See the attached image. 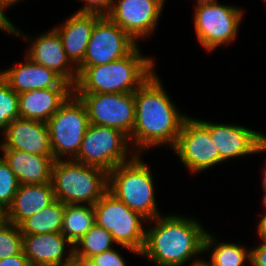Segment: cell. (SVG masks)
Masks as SVG:
<instances>
[{"label": "cell", "mask_w": 266, "mask_h": 266, "mask_svg": "<svg viewBox=\"0 0 266 266\" xmlns=\"http://www.w3.org/2000/svg\"><path fill=\"white\" fill-rule=\"evenodd\" d=\"M154 73L135 92V120L131 134L138 149L168 143L174 147L186 116L179 114Z\"/></svg>", "instance_id": "6da1fadb"}, {"label": "cell", "mask_w": 266, "mask_h": 266, "mask_svg": "<svg viewBox=\"0 0 266 266\" xmlns=\"http://www.w3.org/2000/svg\"><path fill=\"white\" fill-rule=\"evenodd\" d=\"M155 226L146 231L140 253L160 266H181L191 257L214 246L212 235L193 219L172 215L156 217ZM157 221V223H156Z\"/></svg>", "instance_id": "7a4b0ae2"}, {"label": "cell", "mask_w": 266, "mask_h": 266, "mask_svg": "<svg viewBox=\"0 0 266 266\" xmlns=\"http://www.w3.org/2000/svg\"><path fill=\"white\" fill-rule=\"evenodd\" d=\"M153 60L136 47L129 55L103 65L78 66L74 93H134L154 74Z\"/></svg>", "instance_id": "3957f363"}, {"label": "cell", "mask_w": 266, "mask_h": 266, "mask_svg": "<svg viewBox=\"0 0 266 266\" xmlns=\"http://www.w3.org/2000/svg\"><path fill=\"white\" fill-rule=\"evenodd\" d=\"M51 182L55 198L63 204L94 205L108 191L106 171L73 159L53 162Z\"/></svg>", "instance_id": "277c9868"}, {"label": "cell", "mask_w": 266, "mask_h": 266, "mask_svg": "<svg viewBox=\"0 0 266 266\" xmlns=\"http://www.w3.org/2000/svg\"><path fill=\"white\" fill-rule=\"evenodd\" d=\"M108 173V191L144 218L158 217L151 171L138 153Z\"/></svg>", "instance_id": "5b68a950"}, {"label": "cell", "mask_w": 266, "mask_h": 266, "mask_svg": "<svg viewBox=\"0 0 266 266\" xmlns=\"http://www.w3.org/2000/svg\"><path fill=\"white\" fill-rule=\"evenodd\" d=\"M93 207L95 223L110 232L116 243L136 254L142 252L146 231L141 221H146V218L130 209L109 191Z\"/></svg>", "instance_id": "8992f818"}, {"label": "cell", "mask_w": 266, "mask_h": 266, "mask_svg": "<svg viewBox=\"0 0 266 266\" xmlns=\"http://www.w3.org/2000/svg\"><path fill=\"white\" fill-rule=\"evenodd\" d=\"M46 123L54 160L68 154L74 159L89 126L84 104L76 95H71Z\"/></svg>", "instance_id": "52a82bcc"}, {"label": "cell", "mask_w": 266, "mask_h": 266, "mask_svg": "<svg viewBox=\"0 0 266 266\" xmlns=\"http://www.w3.org/2000/svg\"><path fill=\"white\" fill-rule=\"evenodd\" d=\"M128 139L129 137L118 129L89 124L80 150L73 160L109 173L116 166L128 162Z\"/></svg>", "instance_id": "ba28073f"}, {"label": "cell", "mask_w": 266, "mask_h": 266, "mask_svg": "<svg viewBox=\"0 0 266 266\" xmlns=\"http://www.w3.org/2000/svg\"><path fill=\"white\" fill-rule=\"evenodd\" d=\"M195 11L196 35L206 50L211 51L235 39L242 10L211 0L198 2Z\"/></svg>", "instance_id": "9c48e42d"}, {"label": "cell", "mask_w": 266, "mask_h": 266, "mask_svg": "<svg viewBox=\"0 0 266 266\" xmlns=\"http://www.w3.org/2000/svg\"><path fill=\"white\" fill-rule=\"evenodd\" d=\"M84 104L89 124L118 129L129 139L135 120L134 93H75Z\"/></svg>", "instance_id": "30bf717a"}, {"label": "cell", "mask_w": 266, "mask_h": 266, "mask_svg": "<svg viewBox=\"0 0 266 266\" xmlns=\"http://www.w3.org/2000/svg\"><path fill=\"white\" fill-rule=\"evenodd\" d=\"M137 47L135 40L102 16L94 25L91 37L79 66L103 65L124 58Z\"/></svg>", "instance_id": "8fae6325"}, {"label": "cell", "mask_w": 266, "mask_h": 266, "mask_svg": "<svg viewBox=\"0 0 266 266\" xmlns=\"http://www.w3.org/2000/svg\"><path fill=\"white\" fill-rule=\"evenodd\" d=\"M173 149L192 173L220 162L218 150L206 129V121L186 117Z\"/></svg>", "instance_id": "7c38bea8"}, {"label": "cell", "mask_w": 266, "mask_h": 266, "mask_svg": "<svg viewBox=\"0 0 266 266\" xmlns=\"http://www.w3.org/2000/svg\"><path fill=\"white\" fill-rule=\"evenodd\" d=\"M165 0H119L106 15L135 41L155 29Z\"/></svg>", "instance_id": "4fadbf2b"}, {"label": "cell", "mask_w": 266, "mask_h": 266, "mask_svg": "<svg viewBox=\"0 0 266 266\" xmlns=\"http://www.w3.org/2000/svg\"><path fill=\"white\" fill-rule=\"evenodd\" d=\"M206 129L218 150L220 162L228 158L266 151V136L237 125L206 122Z\"/></svg>", "instance_id": "5bb4252c"}, {"label": "cell", "mask_w": 266, "mask_h": 266, "mask_svg": "<svg viewBox=\"0 0 266 266\" xmlns=\"http://www.w3.org/2000/svg\"><path fill=\"white\" fill-rule=\"evenodd\" d=\"M2 132L1 149H16L40 156H53L46 122L17 118Z\"/></svg>", "instance_id": "9a60e30c"}, {"label": "cell", "mask_w": 266, "mask_h": 266, "mask_svg": "<svg viewBox=\"0 0 266 266\" xmlns=\"http://www.w3.org/2000/svg\"><path fill=\"white\" fill-rule=\"evenodd\" d=\"M26 59L27 62L0 72L17 94L45 88H73L52 69L33 63L28 57Z\"/></svg>", "instance_id": "2e32d148"}, {"label": "cell", "mask_w": 266, "mask_h": 266, "mask_svg": "<svg viewBox=\"0 0 266 266\" xmlns=\"http://www.w3.org/2000/svg\"><path fill=\"white\" fill-rule=\"evenodd\" d=\"M66 243L73 246L61 233L23 235V253L31 266H64L74 258L71 249L63 260Z\"/></svg>", "instance_id": "e0dca14e"}, {"label": "cell", "mask_w": 266, "mask_h": 266, "mask_svg": "<svg viewBox=\"0 0 266 266\" xmlns=\"http://www.w3.org/2000/svg\"><path fill=\"white\" fill-rule=\"evenodd\" d=\"M27 53V57L33 63L52 69L73 86L76 84L78 72L76 69L72 70V67L68 70L67 64L72 63L66 56L61 39L54 29L36 38Z\"/></svg>", "instance_id": "ac0fdd59"}, {"label": "cell", "mask_w": 266, "mask_h": 266, "mask_svg": "<svg viewBox=\"0 0 266 266\" xmlns=\"http://www.w3.org/2000/svg\"><path fill=\"white\" fill-rule=\"evenodd\" d=\"M102 17L97 13L76 12L63 25L54 30L58 33L66 56L78 67L84 58L95 23Z\"/></svg>", "instance_id": "d6986e66"}, {"label": "cell", "mask_w": 266, "mask_h": 266, "mask_svg": "<svg viewBox=\"0 0 266 266\" xmlns=\"http://www.w3.org/2000/svg\"><path fill=\"white\" fill-rule=\"evenodd\" d=\"M72 93L73 88H45L20 93L19 118L47 122Z\"/></svg>", "instance_id": "ffe728a7"}, {"label": "cell", "mask_w": 266, "mask_h": 266, "mask_svg": "<svg viewBox=\"0 0 266 266\" xmlns=\"http://www.w3.org/2000/svg\"><path fill=\"white\" fill-rule=\"evenodd\" d=\"M3 159L14 172L20 184L51 182L53 156H40L16 149H2Z\"/></svg>", "instance_id": "44dd1931"}, {"label": "cell", "mask_w": 266, "mask_h": 266, "mask_svg": "<svg viewBox=\"0 0 266 266\" xmlns=\"http://www.w3.org/2000/svg\"><path fill=\"white\" fill-rule=\"evenodd\" d=\"M56 200L52 182L45 184H20L8 208L9 222L19 225Z\"/></svg>", "instance_id": "7402d4cb"}, {"label": "cell", "mask_w": 266, "mask_h": 266, "mask_svg": "<svg viewBox=\"0 0 266 266\" xmlns=\"http://www.w3.org/2000/svg\"><path fill=\"white\" fill-rule=\"evenodd\" d=\"M65 204L55 200L18 226L22 235L61 233Z\"/></svg>", "instance_id": "603a6c76"}, {"label": "cell", "mask_w": 266, "mask_h": 266, "mask_svg": "<svg viewBox=\"0 0 266 266\" xmlns=\"http://www.w3.org/2000/svg\"><path fill=\"white\" fill-rule=\"evenodd\" d=\"M65 204V212L61 234L67 238L71 244L76 243L95 224V213L93 205Z\"/></svg>", "instance_id": "cb8c5ba5"}, {"label": "cell", "mask_w": 266, "mask_h": 266, "mask_svg": "<svg viewBox=\"0 0 266 266\" xmlns=\"http://www.w3.org/2000/svg\"><path fill=\"white\" fill-rule=\"evenodd\" d=\"M114 239L110 232L96 223L90 230L76 243L79 246H73L74 258L81 261H88L94 255L101 254L104 251L112 249Z\"/></svg>", "instance_id": "d4e9b609"}, {"label": "cell", "mask_w": 266, "mask_h": 266, "mask_svg": "<svg viewBox=\"0 0 266 266\" xmlns=\"http://www.w3.org/2000/svg\"><path fill=\"white\" fill-rule=\"evenodd\" d=\"M250 261V251L234 243H223L214 246L210 264L212 266H242Z\"/></svg>", "instance_id": "484cf974"}, {"label": "cell", "mask_w": 266, "mask_h": 266, "mask_svg": "<svg viewBox=\"0 0 266 266\" xmlns=\"http://www.w3.org/2000/svg\"><path fill=\"white\" fill-rule=\"evenodd\" d=\"M17 118H19L18 94L0 75V130L3 131Z\"/></svg>", "instance_id": "4316f807"}, {"label": "cell", "mask_w": 266, "mask_h": 266, "mask_svg": "<svg viewBox=\"0 0 266 266\" xmlns=\"http://www.w3.org/2000/svg\"><path fill=\"white\" fill-rule=\"evenodd\" d=\"M23 251V235L19 226L9 222L0 229V259L20 254Z\"/></svg>", "instance_id": "83f0119b"}, {"label": "cell", "mask_w": 266, "mask_h": 266, "mask_svg": "<svg viewBox=\"0 0 266 266\" xmlns=\"http://www.w3.org/2000/svg\"><path fill=\"white\" fill-rule=\"evenodd\" d=\"M19 181L9 165L0 158V204L7 209L11 206L19 188Z\"/></svg>", "instance_id": "f1b7e54d"}, {"label": "cell", "mask_w": 266, "mask_h": 266, "mask_svg": "<svg viewBox=\"0 0 266 266\" xmlns=\"http://www.w3.org/2000/svg\"><path fill=\"white\" fill-rule=\"evenodd\" d=\"M87 262L90 266H126L122 256L114 249L94 255Z\"/></svg>", "instance_id": "f546056e"}, {"label": "cell", "mask_w": 266, "mask_h": 266, "mask_svg": "<svg viewBox=\"0 0 266 266\" xmlns=\"http://www.w3.org/2000/svg\"><path fill=\"white\" fill-rule=\"evenodd\" d=\"M85 2L86 5L77 12L97 13L106 16L111 11L114 0H85Z\"/></svg>", "instance_id": "4dcf8cb0"}, {"label": "cell", "mask_w": 266, "mask_h": 266, "mask_svg": "<svg viewBox=\"0 0 266 266\" xmlns=\"http://www.w3.org/2000/svg\"><path fill=\"white\" fill-rule=\"evenodd\" d=\"M250 263L252 266H266V241L250 250Z\"/></svg>", "instance_id": "1f68e13d"}, {"label": "cell", "mask_w": 266, "mask_h": 266, "mask_svg": "<svg viewBox=\"0 0 266 266\" xmlns=\"http://www.w3.org/2000/svg\"><path fill=\"white\" fill-rule=\"evenodd\" d=\"M0 266H31L23 251L20 254L0 259Z\"/></svg>", "instance_id": "d6a6232c"}, {"label": "cell", "mask_w": 266, "mask_h": 266, "mask_svg": "<svg viewBox=\"0 0 266 266\" xmlns=\"http://www.w3.org/2000/svg\"><path fill=\"white\" fill-rule=\"evenodd\" d=\"M0 29L7 31L8 33H14L16 35H21L24 37L22 33L20 34V31L16 30L12 22L9 21V19L6 17L5 13L1 9H0Z\"/></svg>", "instance_id": "836d02e7"}, {"label": "cell", "mask_w": 266, "mask_h": 266, "mask_svg": "<svg viewBox=\"0 0 266 266\" xmlns=\"http://www.w3.org/2000/svg\"><path fill=\"white\" fill-rule=\"evenodd\" d=\"M9 223L8 209L0 204V229Z\"/></svg>", "instance_id": "e575fe53"}, {"label": "cell", "mask_w": 266, "mask_h": 266, "mask_svg": "<svg viewBox=\"0 0 266 266\" xmlns=\"http://www.w3.org/2000/svg\"><path fill=\"white\" fill-rule=\"evenodd\" d=\"M258 234L262 238L261 240L266 241V214L259 221Z\"/></svg>", "instance_id": "d590c367"}, {"label": "cell", "mask_w": 266, "mask_h": 266, "mask_svg": "<svg viewBox=\"0 0 266 266\" xmlns=\"http://www.w3.org/2000/svg\"><path fill=\"white\" fill-rule=\"evenodd\" d=\"M64 266H90L87 261H81L73 258L70 262L66 263Z\"/></svg>", "instance_id": "8d00e7d4"}, {"label": "cell", "mask_w": 266, "mask_h": 266, "mask_svg": "<svg viewBox=\"0 0 266 266\" xmlns=\"http://www.w3.org/2000/svg\"><path fill=\"white\" fill-rule=\"evenodd\" d=\"M19 0H0V9L2 11H4L3 9H5L6 7H8V5H12L17 3Z\"/></svg>", "instance_id": "74e56055"}, {"label": "cell", "mask_w": 266, "mask_h": 266, "mask_svg": "<svg viewBox=\"0 0 266 266\" xmlns=\"http://www.w3.org/2000/svg\"><path fill=\"white\" fill-rule=\"evenodd\" d=\"M190 266H212L209 262H204V261H196V262H193L192 265Z\"/></svg>", "instance_id": "f35d334b"}, {"label": "cell", "mask_w": 266, "mask_h": 266, "mask_svg": "<svg viewBox=\"0 0 266 266\" xmlns=\"http://www.w3.org/2000/svg\"><path fill=\"white\" fill-rule=\"evenodd\" d=\"M265 172V177H264V179H263V189H264V191H266V170L264 171Z\"/></svg>", "instance_id": "ab89813d"}, {"label": "cell", "mask_w": 266, "mask_h": 266, "mask_svg": "<svg viewBox=\"0 0 266 266\" xmlns=\"http://www.w3.org/2000/svg\"><path fill=\"white\" fill-rule=\"evenodd\" d=\"M264 204L266 205V191H265V194H264Z\"/></svg>", "instance_id": "60d3db41"}, {"label": "cell", "mask_w": 266, "mask_h": 266, "mask_svg": "<svg viewBox=\"0 0 266 266\" xmlns=\"http://www.w3.org/2000/svg\"><path fill=\"white\" fill-rule=\"evenodd\" d=\"M201 1H211V0H197V2H201Z\"/></svg>", "instance_id": "b9f144b4"}]
</instances>
